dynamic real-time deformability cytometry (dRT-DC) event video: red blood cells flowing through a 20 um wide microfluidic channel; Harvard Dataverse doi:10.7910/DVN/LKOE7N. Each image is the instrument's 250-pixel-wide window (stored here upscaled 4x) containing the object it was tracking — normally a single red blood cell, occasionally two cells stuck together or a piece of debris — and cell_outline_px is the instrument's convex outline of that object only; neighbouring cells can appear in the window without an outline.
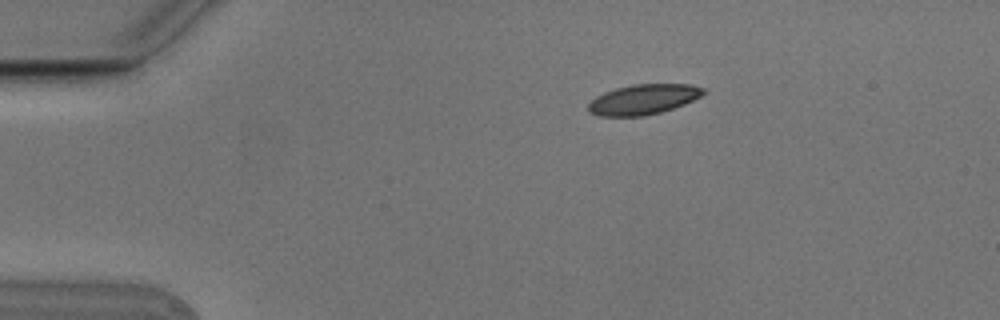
{"species": "Egyptian fruit bat (a non-hibernating species)", "species_latin": "Rousettus aegyptiacus", "temperature_condition": "cold", "stored_images_in_passage": 3, "camera_frame_rate_fps": 3000, "um_per_image_px": 0.085, "animal": {"sex": "male"}, "frame": {"image": 1, "passage_image": 1, "time_ms": 0.0, "image_size_px": [1000, 320], "cell_outline_px": [[708, 92], [684, 104], [660, 112], [644, 116], [600, 116], [588, 112], [588, 104], [596, 96], [604, 92], [616, 88], [632, 84], [688, 84], [704, 88]], "centroid_in_image_um": [54.67, 8.44], "position_along_channel_um": 30.3, "area_um2": 20.17}}
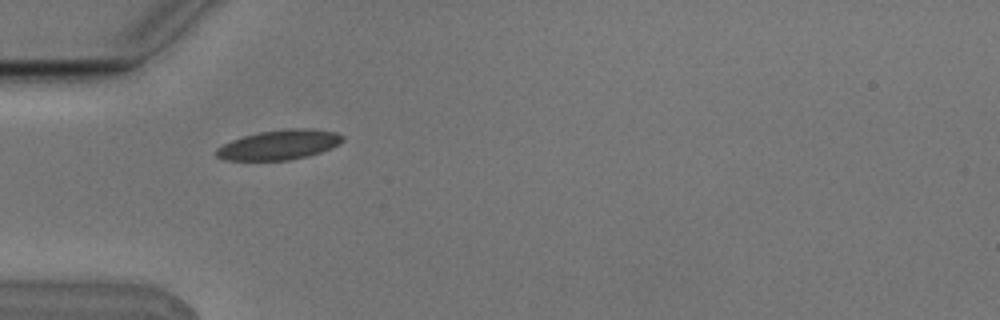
{"frame": {"image": 2, "passage_image": 2, "time_ms": 0.333, "image_size_px": [1000, 320], "cell_outline_px": [[344, 140], [332, 148], [308, 156], [288, 160], [228, 160], [216, 156], [216, 148], [232, 140], [244, 136], [260, 132], [288, 128], [312, 128], [336, 132], [344, 136]], "centroid_in_image_um": [23.77, 12.3], "position_along_channel_um": 61.2, "area_um2": 21.85}}